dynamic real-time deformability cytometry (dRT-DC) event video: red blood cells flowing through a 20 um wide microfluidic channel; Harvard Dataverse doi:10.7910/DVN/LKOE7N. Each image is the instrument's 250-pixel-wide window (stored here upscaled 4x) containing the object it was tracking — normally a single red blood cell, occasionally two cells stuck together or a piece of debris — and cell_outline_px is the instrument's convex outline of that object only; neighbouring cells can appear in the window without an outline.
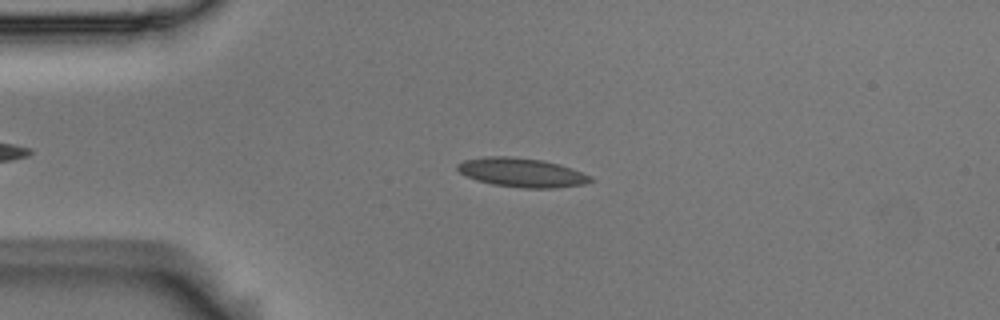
{"species": "Egyptian fruit bat (a non-hibernating species)", "species_latin": "Rousettus aegyptiacus", "temperature_condition": "room temperature", "stored_images_in_passage": 9, "camera_frame_rate_fps": 3000, "um_per_image_px": 0.085, "animal": {"sex": "male"}, "frame": {"image": 1, "passage_image": 2, "time_ms": 0.333, "image_size_px": [1000, 320], "cell_outline_px": [[596, 180], [584, 184], [552, 188], [524, 188], [492, 184], [476, 180], [460, 172], [456, 168], [456, 164], [464, 160], [488, 156], [508, 156], [544, 160], [560, 164], [572, 168], [592, 176]], "centroid_in_image_um": [44.38, 14.66], "position_along_channel_um": 40.6, "area_um2": 22.6}}
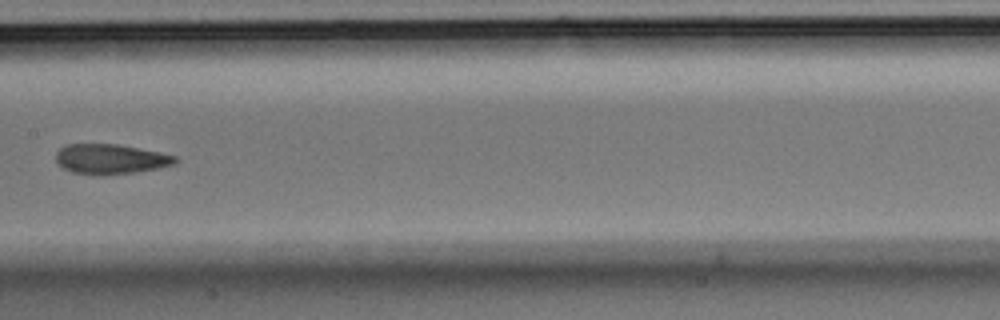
{"frame": {"image": 2, "passage_image": 6, "time_ms": 1.667, "image_size_px": [1000, 320], "cell_outline_px": [[180, 160], [176, 164], [160, 168], [132, 172], [100, 176], [92, 176], [72, 172], [64, 168], [56, 160], [56, 152], [60, 148], [68, 144], [116, 144], [160, 152], [176, 156]], "centroid_in_image_um": [9.42, 13.53], "position_along_channel_um": 198.0, "area_um2": 20.98}}
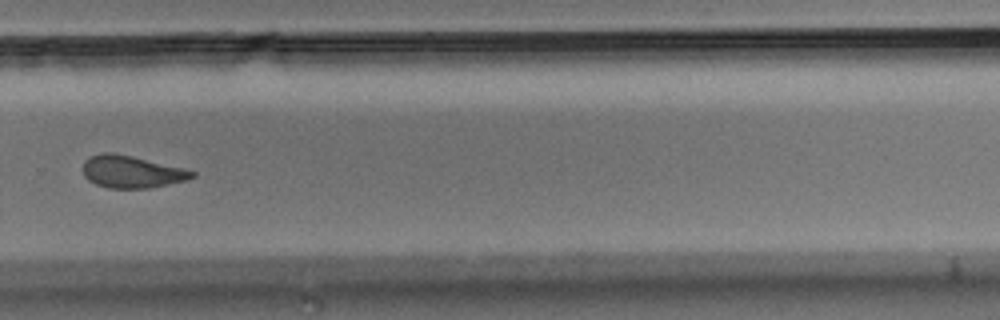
{"frame": {"image": 3, "passage_image": 9, "time_ms": 2.667, "image_size_px": [1000, 320], "cell_outline_px": [[196, 176], [188, 180], [148, 188], [108, 188], [96, 184], [88, 180], [84, 176], [84, 160], [88, 156], [104, 152], [112, 152], [132, 156], [184, 168], [196, 172]], "centroid_in_image_um": [11.19, 14.59], "position_along_channel_um": 318.6, "area_um2": 20.58}}